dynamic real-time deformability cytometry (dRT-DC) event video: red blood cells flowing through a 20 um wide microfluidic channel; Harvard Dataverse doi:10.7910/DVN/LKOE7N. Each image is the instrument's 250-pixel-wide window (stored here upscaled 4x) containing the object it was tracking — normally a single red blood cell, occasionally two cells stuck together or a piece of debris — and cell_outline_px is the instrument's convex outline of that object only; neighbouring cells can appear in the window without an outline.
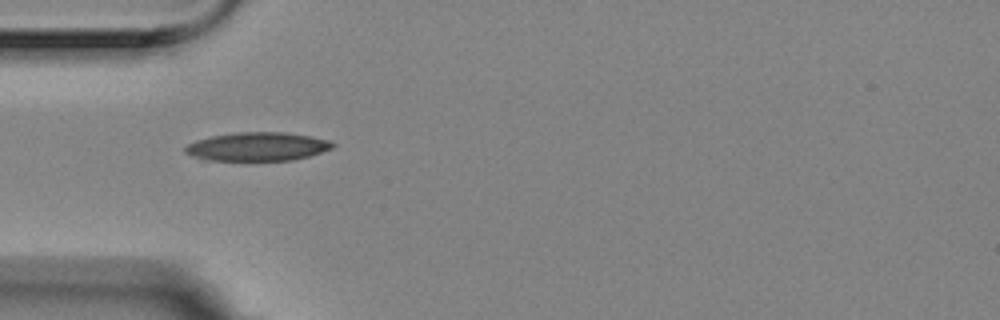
{"species": "Egyptian fruit bat (a non-hibernating species)", "species_latin": "Rousettus aegyptiacus", "temperature_condition": "room temperature", "stored_images_in_passage": 6, "camera_frame_rate_fps": 3000, "um_per_image_px": 0.085, "animal": {"sex": "female"}, "frame": {"image": 1, "passage_image": 5, "time_ms": 1.333, "image_size_px": [1000, 320], "cell_outline_px": [[336, 144], [332, 148], [308, 156], [292, 160], [200, 160], [184, 152], [184, 148], [188, 144], [196, 140], [212, 136], [236, 132], [284, 132], [312, 136], [328, 140]], "centroid_in_image_um": [21.85, 12.46], "position_along_channel_um": 63.1, "area_um2": 24.57}}
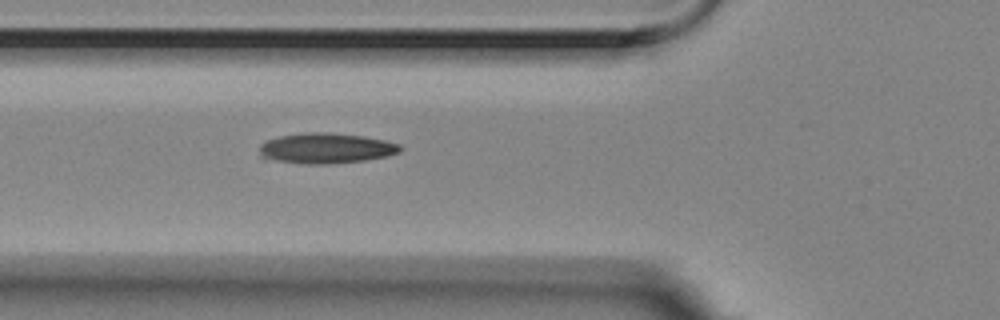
{"frame": {"image": 2, "passage_image": 6, "time_ms": 1.667, "image_size_px": [1000, 320], "cell_outline_px": [[404, 148], [400, 152], [388, 156], [364, 160], [324, 164], [308, 164], [280, 160], [260, 156], [260, 144], [268, 140], [280, 136], [300, 132], [332, 132], [364, 136], [384, 140], [400, 144]], "centroid_in_image_um": [27.77, 12.58], "position_along_channel_um": 98.0, "area_um2": 24.85}}